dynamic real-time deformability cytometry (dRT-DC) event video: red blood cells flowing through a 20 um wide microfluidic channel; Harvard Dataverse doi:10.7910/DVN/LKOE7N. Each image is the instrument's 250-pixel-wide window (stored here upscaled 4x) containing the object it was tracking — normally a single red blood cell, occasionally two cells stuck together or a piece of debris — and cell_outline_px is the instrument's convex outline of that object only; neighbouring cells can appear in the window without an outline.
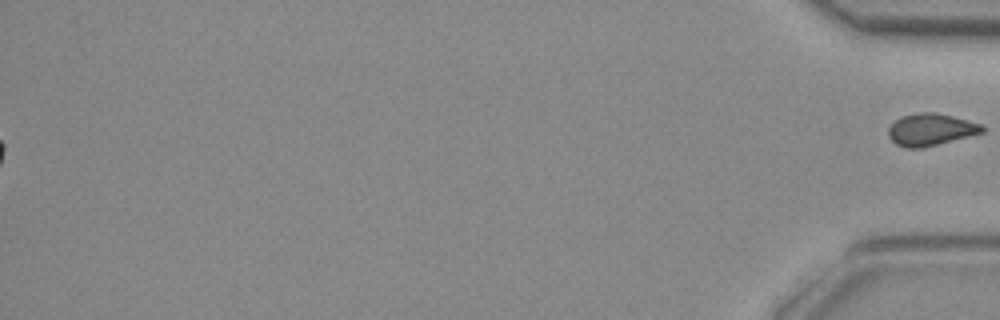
{"species": "common noctule bat (a hibernating species)", "species_latin": "Nyctalus noctula", "temperature_condition": "room temperature", "stored_images_in_passage": 49, "segment_of_instrument_passage": [2, 2], "camera_frame_rate_fps": 3000, "um_per_image_px": 0.085, "animal": {"sex": "female", "body_mass_g": 29.2, "forearm_length_mm": 56.3}, "frame": {"image": 1, "passage_image": 49, "time_ms": 16.0, "image_size_px": [1000, 320], "cell_outline_px": [[984, 132], [924, 148], [904, 148], [896, 144], [888, 136], [888, 128], [900, 116], [920, 112], [936, 112], [952, 116], [980, 124], [984, 128]], "centroid_in_image_um": [79.08, 11.02], "position_along_channel_um": 356.1, "area_um2": 17.51}}